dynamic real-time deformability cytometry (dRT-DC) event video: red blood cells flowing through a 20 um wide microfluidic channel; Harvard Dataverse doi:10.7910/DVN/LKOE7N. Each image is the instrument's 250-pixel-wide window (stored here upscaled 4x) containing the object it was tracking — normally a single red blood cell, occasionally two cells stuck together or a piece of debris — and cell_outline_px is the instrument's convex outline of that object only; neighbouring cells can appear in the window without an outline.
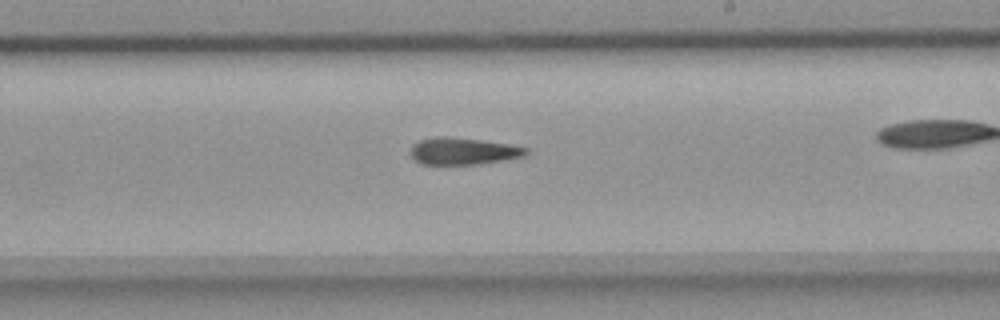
{"species": "common noctule bat (a hibernating species)", "species_latin": "Nyctalus noctula", "temperature_condition": "room temperature", "stored_images_in_passage": 41, "camera_frame_rate_fps": 3000, "um_per_image_px": 0.085, "animal": {"sex": "female", "body_mass_g": 18.4}, "frame": {"image": 1, "passage_image": 30, "time_ms": 9.667, "image_size_px": [1000, 320], "cell_outline_px": [[528, 152], [524, 156], [504, 160], [476, 164], [420, 164], [408, 152], [412, 144], [420, 140], [436, 136], [444, 136], [480, 140], [508, 144], [528, 148]], "centroid_in_image_um": [39.32, 12.84], "position_along_channel_um": 249.7, "area_um2": 18.09}}